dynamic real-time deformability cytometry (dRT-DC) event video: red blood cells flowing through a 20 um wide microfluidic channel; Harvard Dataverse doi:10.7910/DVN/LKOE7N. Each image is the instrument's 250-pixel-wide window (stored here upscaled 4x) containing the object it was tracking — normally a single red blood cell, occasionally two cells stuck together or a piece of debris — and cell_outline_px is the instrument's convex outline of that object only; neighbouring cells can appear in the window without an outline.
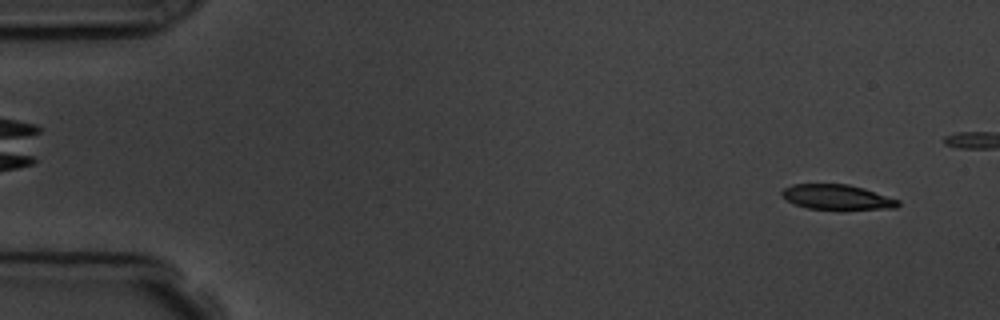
{"species": "common noctule bat (a hibernating species)", "species_latin": "Nyctalus noctula", "temperature_condition": "room temperature", "stored_images_in_passage": 12, "camera_frame_rate_fps": 3000, "um_per_image_px": 0.085, "animal": {"sex": "male", "body_mass_g": 19.5, "forearm_length_mm": 54.6}, "frame": {"image": 1, "passage_image": 1, "time_ms": 0.0, "image_size_px": [1000, 320], "cell_outline_px": [[900, 204], [896, 208], [808, 208], [796, 204], [788, 200], [780, 192], [784, 188], [792, 184], [848, 184], [864, 188], [900, 200]], "centroid_in_image_um": [71.16, 16.72], "position_along_channel_um": 13.8, "area_um2": 16.42}}
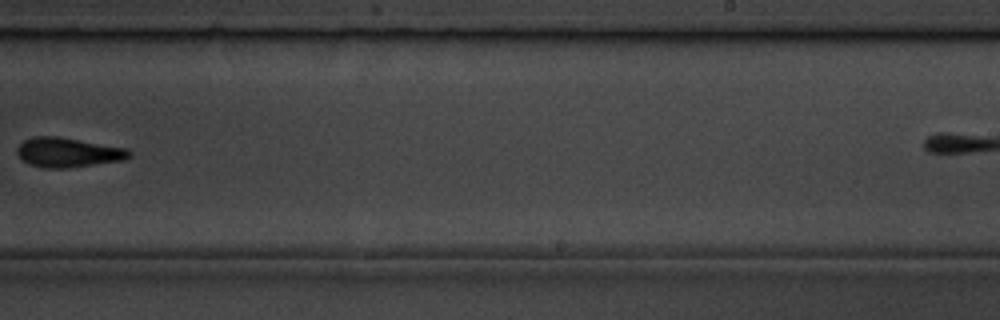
{"frame": {"image": 2, "passage_image": 10, "time_ms": 10.333, "image_size_px": [1000, 320], "cell_outline_px": [[132, 156], [124, 160], [68, 168], [44, 168], [28, 164], [16, 152], [16, 148], [24, 140], [32, 136], [60, 136], [128, 148], [132, 152]], "centroid_in_image_um": [5.81, 12.95], "position_along_channel_um": 283.2, "area_um2": 19.59}}